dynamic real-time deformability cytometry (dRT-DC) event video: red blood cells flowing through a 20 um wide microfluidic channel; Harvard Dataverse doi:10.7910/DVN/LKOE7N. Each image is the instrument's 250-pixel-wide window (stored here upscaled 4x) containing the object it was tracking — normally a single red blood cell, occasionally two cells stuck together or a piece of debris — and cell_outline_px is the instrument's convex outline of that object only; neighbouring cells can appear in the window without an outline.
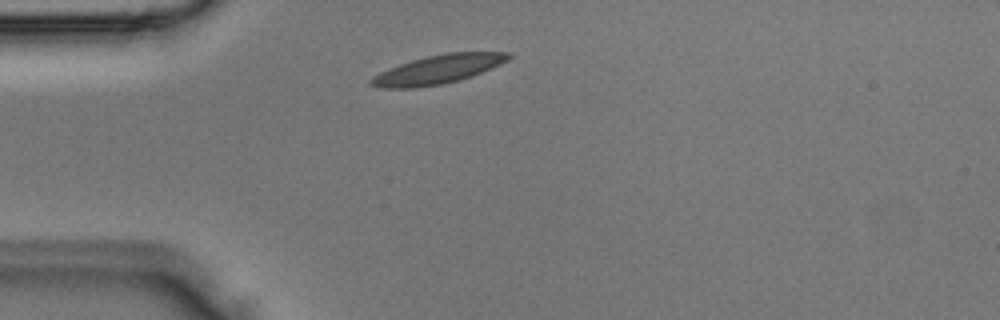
{"species": "Egyptian fruit bat (a non-hibernating species)", "species_latin": "Rousettus aegyptiacus", "temperature_condition": "room temperature", "stored_images_in_passage": 1, "camera_frame_rate_fps": 3000, "um_per_image_px": 0.085, "animal": {"sex": "male"}, "frame": {"image": 1, "passage_image": 1, "time_ms": 0.0, "image_size_px": [1000, 320], "cell_outline_px": [[512, 56], [508, 60], [500, 64], [480, 72], [456, 80], [440, 84], [412, 88], [384, 88], [368, 84], [368, 80], [372, 76], [388, 68], [412, 60], [428, 56], [448, 52], [512, 52]], "centroid_in_image_um": [37.19, 5.89], "position_along_channel_um": 47.8, "area_um2": 22.66}}